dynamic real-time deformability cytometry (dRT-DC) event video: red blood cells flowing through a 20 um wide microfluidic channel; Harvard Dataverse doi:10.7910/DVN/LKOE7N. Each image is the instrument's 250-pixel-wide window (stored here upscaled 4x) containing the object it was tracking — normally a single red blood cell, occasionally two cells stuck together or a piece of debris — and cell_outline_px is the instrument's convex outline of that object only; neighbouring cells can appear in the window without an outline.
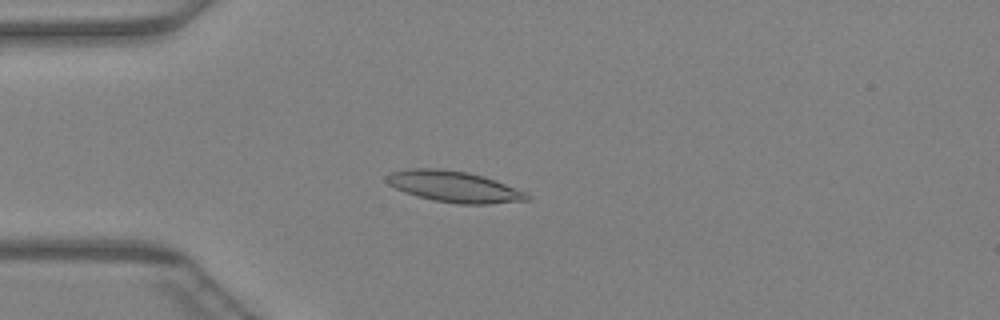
{"species": "Egyptian fruit bat (a non-hibernating species)", "species_latin": "Rousettus aegyptiacus", "temperature_condition": "warm", "stored_images_in_passage": 47, "camera_frame_rate_fps": 3000, "um_per_image_px": 0.085, "animal": {"sex": "female"}, "frame": {"image": 1, "passage_image": 13, "time_ms": 4.0, "image_size_px": [1000, 320], "cell_outline_px": [[532, 200], [488, 204], [456, 204], [432, 200], [416, 196], [404, 192], [388, 184], [384, 180], [384, 176], [392, 172], [408, 168], [440, 168], [468, 172], [484, 176], [496, 180], [528, 192], [532, 196]], "centroid_in_image_um": [38.63, 15.86], "position_along_channel_um": 46.4, "area_um2": 26.01}}
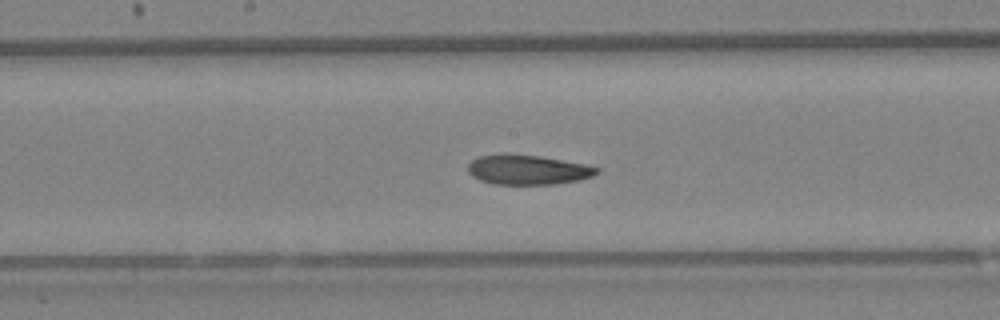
{"frame": {"image": 2, "passage_image": 25, "time_ms": 8.0, "image_size_px": [1000, 320], "cell_outline_px": [[600, 172], [592, 176], [580, 180], [556, 184], [492, 184], [480, 180], [472, 176], [468, 172], [468, 164], [472, 160], [480, 156], [540, 156], [584, 164], [600, 168]], "centroid_in_image_um": [44.91, 14.47], "position_along_channel_um": 203.3, "area_um2": 21.73}}
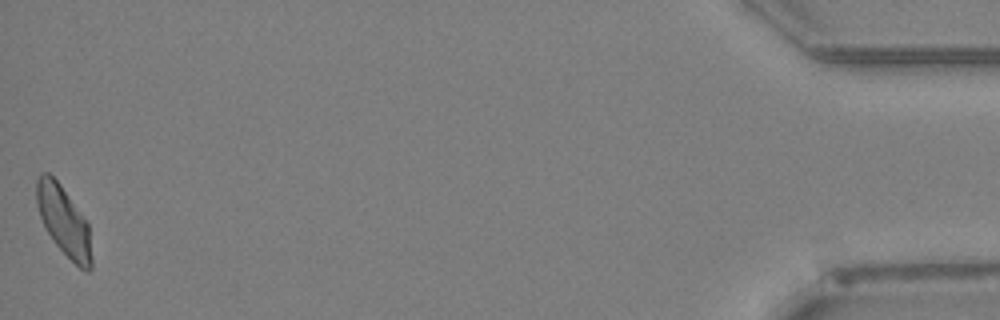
{"frame": {"image": 3, "passage_image": 47, "time_ms": 15.333, "image_size_px": [1000, 320], "cell_outline_px": [[92, 268], [88, 272], [84, 272], [56, 244], [44, 228], [36, 204], [36, 180], [40, 172], [48, 172], [60, 184], [88, 224], [92, 260]], "centroid_in_image_um": [5.4, 18.79], "position_along_channel_um": 429.8, "area_um2": 22.08}}